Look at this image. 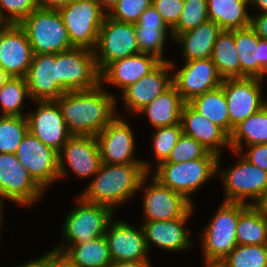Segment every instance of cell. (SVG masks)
I'll list each match as a JSON object with an SVG mask.
<instances>
[{"instance_id": "8d00e7d4", "label": "cell", "mask_w": 267, "mask_h": 267, "mask_svg": "<svg viewBox=\"0 0 267 267\" xmlns=\"http://www.w3.org/2000/svg\"><path fill=\"white\" fill-rule=\"evenodd\" d=\"M207 0H184V6L177 23L170 29L175 39L179 34L193 30L208 21Z\"/></svg>"}, {"instance_id": "ffe728a7", "label": "cell", "mask_w": 267, "mask_h": 267, "mask_svg": "<svg viewBox=\"0 0 267 267\" xmlns=\"http://www.w3.org/2000/svg\"><path fill=\"white\" fill-rule=\"evenodd\" d=\"M145 190L143 198L145 221L175 220L184 216L193 207L192 202L162 185L156 178H153V183Z\"/></svg>"}, {"instance_id": "f6af8a7d", "label": "cell", "mask_w": 267, "mask_h": 267, "mask_svg": "<svg viewBox=\"0 0 267 267\" xmlns=\"http://www.w3.org/2000/svg\"><path fill=\"white\" fill-rule=\"evenodd\" d=\"M248 148L249 150L246 153H241V156L253 165L267 171V144L250 145Z\"/></svg>"}, {"instance_id": "94428289", "label": "cell", "mask_w": 267, "mask_h": 267, "mask_svg": "<svg viewBox=\"0 0 267 267\" xmlns=\"http://www.w3.org/2000/svg\"><path fill=\"white\" fill-rule=\"evenodd\" d=\"M2 198L4 199V197L0 194V218H2V211H3V209H2L3 208V206H2L3 201L1 200Z\"/></svg>"}, {"instance_id": "5b68a950", "label": "cell", "mask_w": 267, "mask_h": 267, "mask_svg": "<svg viewBox=\"0 0 267 267\" xmlns=\"http://www.w3.org/2000/svg\"><path fill=\"white\" fill-rule=\"evenodd\" d=\"M75 48L94 50L99 29L107 16L97 0H70L58 9Z\"/></svg>"}, {"instance_id": "44dd1931", "label": "cell", "mask_w": 267, "mask_h": 267, "mask_svg": "<svg viewBox=\"0 0 267 267\" xmlns=\"http://www.w3.org/2000/svg\"><path fill=\"white\" fill-rule=\"evenodd\" d=\"M105 237L112 261H146L148 248L142 227L136 229L126 222L113 218L108 223Z\"/></svg>"}, {"instance_id": "9a60e30c", "label": "cell", "mask_w": 267, "mask_h": 267, "mask_svg": "<svg viewBox=\"0 0 267 267\" xmlns=\"http://www.w3.org/2000/svg\"><path fill=\"white\" fill-rule=\"evenodd\" d=\"M58 158L59 178L66 175V164L80 178L94 176L102 164L96 136L89 135H71L58 152Z\"/></svg>"}, {"instance_id": "f5cc1de1", "label": "cell", "mask_w": 267, "mask_h": 267, "mask_svg": "<svg viewBox=\"0 0 267 267\" xmlns=\"http://www.w3.org/2000/svg\"><path fill=\"white\" fill-rule=\"evenodd\" d=\"M18 267H49V252L36 260L27 262L26 264Z\"/></svg>"}, {"instance_id": "bcb514c9", "label": "cell", "mask_w": 267, "mask_h": 267, "mask_svg": "<svg viewBox=\"0 0 267 267\" xmlns=\"http://www.w3.org/2000/svg\"><path fill=\"white\" fill-rule=\"evenodd\" d=\"M135 26L168 27L153 5L149 6L140 15Z\"/></svg>"}, {"instance_id": "7a4b0ae2", "label": "cell", "mask_w": 267, "mask_h": 267, "mask_svg": "<svg viewBox=\"0 0 267 267\" xmlns=\"http://www.w3.org/2000/svg\"><path fill=\"white\" fill-rule=\"evenodd\" d=\"M148 174L143 164L102 163L81 197L114 210L115 205L129 200L137 190L142 189Z\"/></svg>"}, {"instance_id": "f546056e", "label": "cell", "mask_w": 267, "mask_h": 267, "mask_svg": "<svg viewBox=\"0 0 267 267\" xmlns=\"http://www.w3.org/2000/svg\"><path fill=\"white\" fill-rule=\"evenodd\" d=\"M260 39L251 26L235 30L240 78H260Z\"/></svg>"}, {"instance_id": "681fc988", "label": "cell", "mask_w": 267, "mask_h": 267, "mask_svg": "<svg viewBox=\"0 0 267 267\" xmlns=\"http://www.w3.org/2000/svg\"><path fill=\"white\" fill-rule=\"evenodd\" d=\"M267 72V40L260 39V79Z\"/></svg>"}, {"instance_id": "4fadbf2b", "label": "cell", "mask_w": 267, "mask_h": 267, "mask_svg": "<svg viewBox=\"0 0 267 267\" xmlns=\"http://www.w3.org/2000/svg\"><path fill=\"white\" fill-rule=\"evenodd\" d=\"M102 163L105 164H143L150 173L148 163L134 158V134L126 121L116 116L96 135Z\"/></svg>"}, {"instance_id": "7bdbcfd3", "label": "cell", "mask_w": 267, "mask_h": 267, "mask_svg": "<svg viewBox=\"0 0 267 267\" xmlns=\"http://www.w3.org/2000/svg\"><path fill=\"white\" fill-rule=\"evenodd\" d=\"M39 8L36 0H0L2 12H8L11 24H20L33 10Z\"/></svg>"}, {"instance_id": "11a10c76", "label": "cell", "mask_w": 267, "mask_h": 267, "mask_svg": "<svg viewBox=\"0 0 267 267\" xmlns=\"http://www.w3.org/2000/svg\"><path fill=\"white\" fill-rule=\"evenodd\" d=\"M206 267H228L225 259H209L205 258Z\"/></svg>"}, {"instance_id": "74e56055", "label": "cell", "mask_w": 267, "mask_h": 267, "mask_svg": "<svg viewBox=\"0 0 267 267\" xmlns=\"http://www.w3.org/2000/svg\"><path fill=\"white\" fill-rule=\"evenodd\" d=\"M169 27L135 26V33L140 53L155 56L160 61L164 59L163 47L167 40ZM167 34V35H166Z\"/></svg>"}, {"instance_id": "7402d4cb", "label": "cell", "mask_w": 267, "mask_h": 267, "mask_svg": "<svg viewBox=\"0 0 267 267\" xmlns=\"http://www.w3.org/2000/svg\"><path fill=\"white\" fill-rule=\"evenodd\" d=\"M33 51L25 30L11 24L0 39V68L11 78H25Z\"/></svg>"}, {"instance_id": "d6986e66", "label": "cell", "mask_w": 267, "mask_h": 267, "mask_svg": "<svg viewBox=\"0 0 267 267\" xmlns=\"http://www.w3.org/2000/svg\"><path fill=\"white\" fill-rule=\"evenodd\" d=\"M174 67L171 61H161L152 71L122 92L123 103L128 112L138 114L146 105L155 100L173 83L168 71Z\"/></svg>"}, {"instance_id": "60d3db41", "label": "cell", "mask_w": 267, "mask_h": 267, "mask_svg": "<svg viewBox=\"0 0 267 267\" xmlns=\"http://www.w3.org/2000/svg\"><path fill=\"white\" fill-rule=\"evenodd\" d=\"M208 151L194 138L182 134L177 144L171 150L168 159L162 163H181L203 158Z\"/></svg>"}, {"instance_id": "f1b7e54d", "label": "cell", "mask_w": 267, "mask_h": 267, "mask_svg": "<svg viewBox=\"0 0 267 267\" xmlns=\"http://www.w3.org/2000/svg\"><path fill=\"white\" fill-rule=\"evenodd\" d=\"M248 0H207L208 18L222 30H237L251 26L246 10Z\"/></svg>"}, {"instance_id": "4dcf8cb0", "label": "cell", "mask_w": 267, "mask_h": 267, "mask_svg": "<svg viewBox=\"0 0 267 267\" xmlns=\"http://www.w3.org/2000/svg\"><path fill=\"white\" fill-rule=\"evenodd\" d=\"M196 112L222 128L230 136V117L221 86L198 95L187 102Z\"/></svg>"}, {"instance_id": "484cf974", "label": "cell", "mask_w": 267, "mask_h": 267, "mask_svg": "<svg viewBox=\"0 0 267 267\" xmlns=\"http://www.w3.org/2000/svg\"><path fill=\"white\" fill-rule=\"evenodd\" d=\"M221 31L214 21L208 20L193 30L179 34L175 40L182 46L185 61L208 59Z\"/></svg>"}, {"instance_id": "ab89813d", "label": "cell", "mask_w": 267, "mask_h": 267, "mask_svg": "<svg viewBox=\"0 0 267 267\" xmlns=\"http://www.w3.org/2000/svg\"><path fill=\"white\" fill-rule=\"evenodd\" d=\"M156 132L153 134V149L155 157L157 158V165L165 162L171 150L177 144V141L183 134L181 123L155 128Z\"/></svg>"}, {"instance_id": "30bf717a", "label": "cell", "mask_w": 267, "mask_h": 267, "mask_svg": "<svg viewBox=\"0 0 267 267\" xmlns=\"http://www.w3.org/2000/svg\"><path fill=\"white\" fill-rule=\"evenodd\" d=\"M221 178L225 187V202L255 205L267 190V171L253 165L243 156L230 170H224ZM256 200L246 203V199Z\"/></svg>"}, {"instance_id": "f35d334b", "label": "cell", "mask_w": 267, "mask_h": 267, "mask_svg": "<svg viewBox=\"0 0 267 267\" xmlns=\"http://www.w3.org/2000/svg\"><path fill=\"white\" fill-rule=\"evenodd\" d=\"M225 260L228 267H267V244L237 245Z\"/></svg>"}, {"instance_id": "d4e9b609", "label": "cell", "mask_w": 267, "mask_h": 267, "mask_svg": "<svg viewBox=\"0 0 267 267\" xmlns=\"http://www.w3.org/2000/svg\"><path fill=\"white\" fill-rule=\"evenodd\" d=\"M161 61L155 56L137 53L111 62L101 73L100 81L119 86L122 91L152 71Z\"/></svg>"}, {"instance_id": "f907efd6", "label": "cell", "mask_w": 267, "mask_h": 267, "mask_svg": "<svg viewBox=\"0 0 267 267\" xmlns=\"http://www.w3.org/2000/svg\"><path fill=\"white\" fill-rule=\"evenodd\" d=\"M40 9L58 10L66 5L70 0H36Z\"/></svg>"}, {"instance_id": "680465c9", "label": "cell", "mask_w": 267, "mask_h": 267, "mask_svg": "<svg viewBox=\"0 0 267 267\" xmlns=\"http://www.w3.org/2000/svg\"><path fill=\"white\" fill-rule=\"evenodd\" d=\"M11 25V22L7 19V16L0 9V30H6Z\"/></svg>"}, {"instance_id": "9f6ffc18", "label": "cell", "mask_w": 267, "mask_h": 267, "mask_svg": "<svg viewBox=\"0 0 267 267\" xmlns=\"http://www.w3.org/2000/svg\"><path fill=\"white\" fill-rule=\"evenodd\" d=\"M248 2L256 5L260 9L261 14L267 13V0H248Z\"/></svg>"}, {"instance_id": "6f0895ef", "label": "cell", "mask_w": 267, "mask_h": 267, "mask_svg": "<svg viewBox=\"0 0 267 267\" xmlns=\"http://www.w3.org/2000/svg\"><path fill=\"white\" fill-rule=\"evenodd\" d=\"M99 2V4L101 5L102 9L105 11V9H107V11L109 12L113 6H115L119 0H97Z\"/></svg>"}, {"instance_id": "e575fe53", "label": "cell", "mask_w": 267, "mask_h": 267, "mask_svg": "<svg viewBox=\"0 0 267 267\" xmlns=\"http://www.w3.org/2000/svg\"><path fill=\"white\" fill-rule=\"evenodd\" d=\"M28 131L26 116L0 115V153L15 154Z\"/></svg>"}, {"instance_id": "83f0119b", "label": "cell", "mask_w": 267, "mask_h": 267, "mask_svg": "<svg viewBox=\"0 0 267 267\" xmlns=\"http://www.w3.org/2000/svg\"><path fill=\"white\" fill-rule=\"evenodd\" d=\"M184 103L176 87L172 84L138 113H145L155 128L171 126L180 123Z\"/></svg>"}, {"instance_id": "db71d44e", "label": "cell", "mask_w": 267, "mask_h": 267, "mask_svg": "<svg viewBox=\"0 0 267 267\" xmlns=\"http://www.w3.org/2000/svg\"><path fill=\"white\" fill-rule=\"evenodd\" d=\"M254 206L267 218V190Z\"/></svg>"}, {"instance_id": "c3c4849f", "label": "cell", "mask_w": 267, "mask_h": 267, "mask_svg": "<svg viewBox=\"0 0 267 267\" xmlns=\"http://www.w3.org/2000/svg\"><path fill=\"white\" fill-rule=\"evenodd\" d=\"M49 267H78L65 254L55 250L49 251Z\"/></svg>"}, {"instance_id": "2e32d148", "label": "cell", "mask_w": 267, "mask_h": 267, "mask_svg": "<svg viewBox=\"0 0 267 267\" xmlns=\"http://www.w3.org/2000/svg\"><path fill=\"white\" fill-rule=\"evenodd\" d=\"M173 76L172 83L185 103L198 95L216 89L223 82L211 58L184 61L183 68L173 73Z\"/></svg>"}, {"instance_id": "be15d7a7", "label": "cell", "mask_w": 267, "mask_h": 267, "mask_svg": "<svg viewBox=\"0 0 267 267\" xmlns=\"http://www.w3.org/2000/svg\"><path fill=\"white\" fill-rule=\"evenodd\" d=\"M264 108L267 109V101L264 100Z\"/></svg>"}, {"instance_id": "4316f807", "label": "cell", "mask_w": 267, "mask_h": 267, "mask_svg": "<svg viewBox=\"0 0 267 267\" xmlns=\"http://www.w3.org/2000/svg\"><path fill=\"white\" fill-rule=\"evenodd\" d=\"M64 245L62 242L53 250L65 254L78 267H107L112 263L105 235L81 244Z\"/></svg>"}, {"instance_id": "ee69618b", "label": "cell", "mask_w": 267, "mask_h": 267, "mask_svg": "<svg viewBox=\"0 0 267 267\" xmlns=\"http://www.w3.org/2000/svg\"><path fill=\"white\" fill-rule=\"evenodd\" d=\"M152 5L171 29L179 19L184 0H152Z\"/></svg>"}, {"instance_id": "603a6c76", "label": "cell", "mask_w": 267, "mask_h": 267, "mask_svg": "<svg viewBox=\"0 0 267 267\" xmlns=\"http://www.w3.org/2000/svg\"><path fill=\"white\" fill-rule=\"evenodd\" d=\"M180 123L184 134L194 138L208 152L220 156L223 146L230 147V136L219 126L196 112L188 103L181 110Z\"/></svg>"}, {"instance_id": "836d02e7", "label": "cell", "mask_w": 267, "mask_h": 267, "mask_svg": "<svg viewBox=\"0 0 267 267\" xmlns=\"http://www.w3.org/2000/svg\"><path fill=\"white\" fill-rule=\"evenodd\" d=\"M236 241L237 245L267 244V218L254 205L239 215Z\"/></svg>"}, {"instance_id": "52a82bcc", "label": "cell", "mask_w": 267, "mask_h": 267, "mask_svg": "<svg viewBox=\"0 0 267 267\" xmlns=\"http://www.w3.org/2000/svg\"><path fill=\"white\" fill-rule=\"evenodd\" d=\"M93 52L100 73L111 62L140 53L135 24L116 21L106 16L99 29Z\"/></svg>"}, {"instance_id": "8992f818", "label": "cell", "mask_w": 267, "mask_h": 267, "mask_svg": "<svg viewBox=\"0 0 267 267\" xmlns=\"http://www.w3.org/2000/svg\"><path fill=\"white\" fill-rule=\"evenodd\" d=\"M249 204L223 202L211 222L206 225L202 238L204 258L225 259L237 246L236 227L239 215Z\"/></svg>"}, {"instance_id": "277c9868", "label": "cell", "mask_w": 267, "mask_h": 267, "mask_svg": "<svg viewBox=\"0 0 267 267\" xmlns=\"http://www.w3.org/2000/svg\"><path fill=\"white\" fill-rule=\"evenodd\" d=\"M33 54L60 53L74 48L58 10H33L20 24Z\"/></svg>"}, {"instance_id": "8fae6325", "label": "cell", "mask_w": 267, "mask_h": 267, "mask_svg": "<svg viewBox=\"0 0 267 267\" xmlns=\"http://www.w3.org/2000/svg\"><path fill=\"white\" fill-rule=\"evenodd\" d=\"M43 188L17 159L16 154L0 153V194L19 205H33Z\"/></svg>"}, {"instance_id": "e0dca14e", "label": "cell", "mask_w": 267, "mask_h": 267, "mask_svg": "<svg viewBox=\"0 0 267 267\" xmlns=\"http://www.w3.org/2000/svg\"><path fill=\"white\" fill-rule=\"evenodd\" d=\"M25 80L30 99L55 101L68 90L58 81L56 54H33Z\"/></svg>"}, {"instance_id": "cb8c5ba5", "label": "cell", "mask_w": 267, "mask_h": 267, "mask_svg": "<svg viewBox=\"0 0 267 267\" xmlns=\"http://www.w3.org/2000/svg\"><path fill=\"white\" fill-rule=\"evenodd\" d=\"M193 207L181 218L168 221H144L141 225L148 250L154 243L167 251L186 250L191 247L189 231L184 228Z\"/></svg>"}, {"instance_id": "5bb4252c", "label": "cell", "mask_w": 267, "mask_h": 267, "mask_svg": "<svg viewBox=\"0 0 267 267\" xmlns=\"http://www.w3.org/2000/svg\"><path fill=\"white\" fill-rule=\"evenodd\" d=\"M15 154L43 189L59 179L58 152L43 144L31 132L25 134Z\"/></svg>"}, {"instance_id": "ac0fdd59", "label": "cell", "mask_w": 267, "mask_h": 267, "mask_svg": "<svg viewBox=\"0 0 267 267\" xmlns=\"http://www.w3.org/2000/svg\"><path fill=\"white\" fill-rule=\"evenodd\" d=\"M38 108L27 114L28 129L43 144L57 152L71 136L55 101H37Z\"/></svg>"}, {"instance_id": "91938a15", "label": "cell", "mask_w": 267, "mask_h": 267, "mask_svg": "<svg viewBox=\"0 0 267 267\" xmlns=\"http://www.w3.org/2000/svg\"><path fill=\"white\" fill-rule=\"evenodd\" d=\"M11 77L0 68V89L4 86V84L10 79Z\"/></svg>"}, {"instance_id": "7dc6e473", "label": "cell", "mask_w": 267, "mask_h": 267, "mask_svg": "<svg viewBox=\"0 0 267 267\" xmlns=\"http://www.w3.org/2000/svg\"><path fill=\"white\" fill-rule=\"evenodd\" d=\"M251 27L261 39L267 40V13L251 16Z\"/></svg>"}, {"instance_id": "ba28073f", "label": "cell", "mask_w": 267, "mask_h": 267, "mask_svg": "<svg viewBox=\"0 0 267 267\" xmlns=\"http://www.w3.org/2000/svg\"><path fill=\"white\" fill-rule=\"evenodd\" d=\"M79 206L65 219L63 236L69 245L92 241L105 235L108 223L113 218V210L105 205L91 203L78 198Z\"/></svg>"}, {"instance_id": "1f68e13d", "label": "cell", "mask_w": 267, "mask_h": 267, "mask_svg": "<svg viewBox=\"0 0 267 267\" xmlns=\"http://www.w3.org/2000/svg\"><path fill=\"white\" fill-rule=\"evenodd\" d=\"M211 60L224 79L240 78V62L235 46V30H222L213 46Z\"/></svg>"}, {"instance_id": "7c38bea8", "label": "cell", "mask_w": 267, "mask_h": 267, "mask_svg": "<svg viewBox=\"0 0 267 267\" xmlns=\"http://www.w3.org/2000/svg\"><path fill=\"white\" fill-rule=\"evenodd\" d=\"M263 78L224 79L221 87L225 93L230 117V136L233 130L250 115L264 107L261 98Z\"/></svg>"}, {"instance_id": "6da1fadb", "label": "cell", "mask_w": 267, "mask_h": 267, "mask_svg": "<svg viewBox=\"0 0 267 267\" xmlns=\"http://www.w3.org/2000/svg\"><path fill=\"white\" fill-rule=\"evenodd\" d=\"M116 98L101 83L89 90L67 91L55 100L71 135L96 136L117 115Z\"/></svg>"}, {"instance_id": "6125c7cd", "label": "cell", "mask_w": 267, "mask_h": 267, "mask_svg": "<svg viewBox=\"0 0 267 267\" xmlns=\"http://www.w3.org/2000/svg\"><path fill=\"white\" fill-rule=\"evenodd\" d=\"M4 31H5V30H0V39H1V37H2V35H3V33H4Z\"/></svg>"}, {"instance_id": "b9f144b4", "label": "cell", "mask_w": 267, "mask_h": 267, "mask_svg": "<svg viewBox=\"0 0 267 267\" xmlns=\"http://www.w3.org/2000/svg\"><path fill=\"white\" fill-rule=\"evenodd\" d=\"M151 5L152 0H119L107 12V17L120 22L136 24L140 15Z\"/></svg>"}, {"instance_id": "d590c367", "label": "cell", "mask_w": 267, "mask_h": 267, "mask_svg": "<svg viewBox=\"0 0 267 267\" xmlns=\"http://www.w3.org/2000/svg\"><path fill=\"white\" fill-rule=\"evenodd\" d=\"M29 97L28 86L25 78H10L0 89V105L2 115L27 116L23 115L24 99Z\"/></svg>"}, {"instance_id": "3957f363", "label": "cell", "mask_w": 267, "mask_h": 267, "mask_svg": "<svg viewBox=\"0 0 267 267\" xmlns=\"http://www.w3.org/2000/svg\"><path fill=\"white\" fill-rule=\"evenodd\" d=\"M219 161L220 156L208 152L203 158L186 162L160 163L156 166L154 178L191 202L190 194L220 171Z\"/></svg>"}, {"instance_id": "9c48e42d", "label": "cell", "mask_w": 267, "mask_h": 267, "mask_svg": "<svg viewBox=\"0 0 267 267\" xmlns=\"http://www.w3.org/2000/svg\"><path fill=\"white\" fill-rule=\"evenodd\" d=\"M56 64L58 81L68 91L89 90L101 83L93 50L74 47L56 53Z\"/></svg>"}, {"instance_id": "d6a6232c", "label": "cell", "mask_w": 267, "mask_h": 267, "mask_svg": "<svg viewBox=\"0 0 267 267\" xmlns=\"http://www.w3.org/2000/svg\"><path fill=\"white\" fill-rule=\"evenodd\" d=\"M243 139V140H242ZM243 141L247 146L255 144H267V109L250 115L233 130L230 136V146L233 152L241 153Z\"/></svg>"}, {"instance_id": "816d5d0a", "label": "cell", "mask_w": 267, "mask_h": 267, "mask_svg": "<svg viewBox=\"0 0 267 267\" xmlns=\"http://www.w3.org/2000/svg\"><path fill=\"white\" fill-rule=\"evenodd\" d=\"M107 267H151L149 260L146 261H112V263Z\"/></svg>"}]
</instances>
